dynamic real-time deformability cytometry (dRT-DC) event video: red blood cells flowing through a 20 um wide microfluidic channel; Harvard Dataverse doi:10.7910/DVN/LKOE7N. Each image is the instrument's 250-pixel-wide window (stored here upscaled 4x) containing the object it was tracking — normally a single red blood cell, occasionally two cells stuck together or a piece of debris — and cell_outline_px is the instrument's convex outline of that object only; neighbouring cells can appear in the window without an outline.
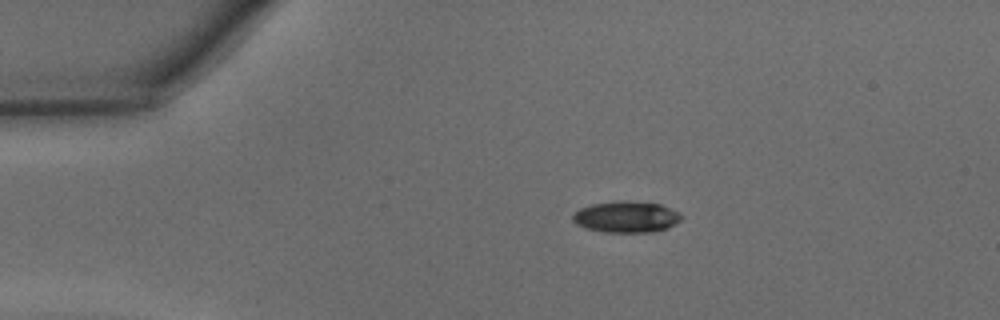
{"species": "common noctule bat (a hibernating species)", "species_latin": "Nyctalus noctula", "temperature_condition": "warm", "stored_images_in_passage": 38, "camera_frame_rate_fps": 3000, "um_per_image_px": 0.085, "animal": {"sex": "male", "body_mass_g": 15.6}, "frame": {"image": 1, "passage_image": 1, "time_ms": 0.0, "image_size_px": [1000, 320], "cell_outline_px": [[684, 216], [680, 220], [668, 228], [652, 232], [604, 232], [584, 228], [576, 224], [572, 220], [572, 216], [580, 208], [592, 204], [624, 200], [628, 200], [660, 204], [680, 212]], "centroid_in_image_um": [53.25, 18.43], "position_along_channel_um": 31.8, "area_um2": 19.94}}
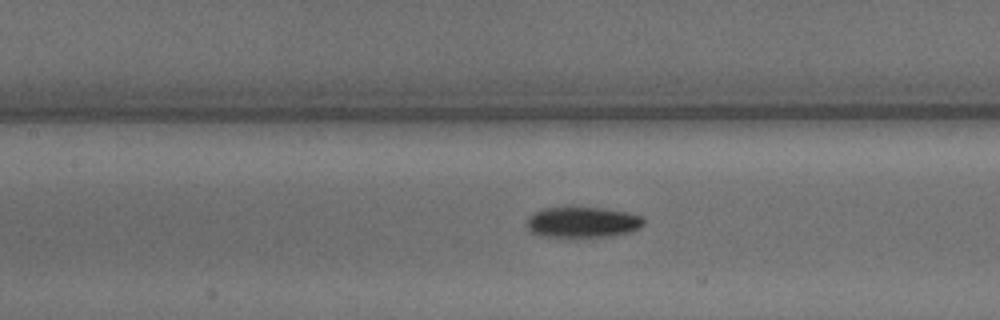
{"frame": {"image": 2, "passage_image": 13, "time_ms": 4.0, "image_size_px": [1000, 320], "cell_outline_px": [[644, 224], [640, 228], [632, 232], [612, 236], [576, 240], [540, 236], [532, 232], [524, 224], [528, 216], [544, 208], [604, 208], [628, 212], [644, 216]], "centroid_in_image_um": [49.53, 18.95], "position_along_channel_um": 157.9, "area_um2": 21.96}}
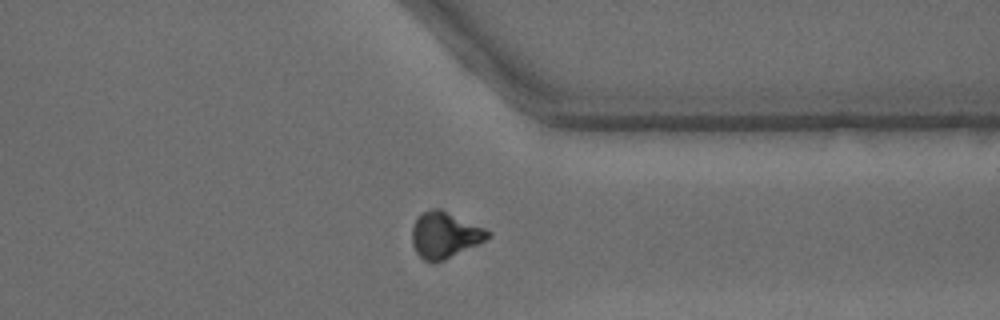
{"frame": {"image": 3, "passage_image": 28, "time_ms": 9.0, "image_size_px": [1000, 320], "cell_outline_px": [[492, 236], [444, 260], [432, 264], [424, 260], [416, 252], [412, 244], [412, 228], [420, 212], [432, 208], [440, 208], [484, 228], [492, 232]], "centroid_in_image_um": [37.77, 19.97], "position_along_channel_um": 373.6, "area_um2": 20.29}, "authors_computed_cell_mechanics": {"area_um2": 20.4034, "velocity_mm_per_s": 4.369, "shape_relaxation_time_tau1_ms": 2.6142, "shape_relaxation_time_tau2_ms": null, "deformation_change_tau1": 0.1502, "deformation_change_tau2": null}}